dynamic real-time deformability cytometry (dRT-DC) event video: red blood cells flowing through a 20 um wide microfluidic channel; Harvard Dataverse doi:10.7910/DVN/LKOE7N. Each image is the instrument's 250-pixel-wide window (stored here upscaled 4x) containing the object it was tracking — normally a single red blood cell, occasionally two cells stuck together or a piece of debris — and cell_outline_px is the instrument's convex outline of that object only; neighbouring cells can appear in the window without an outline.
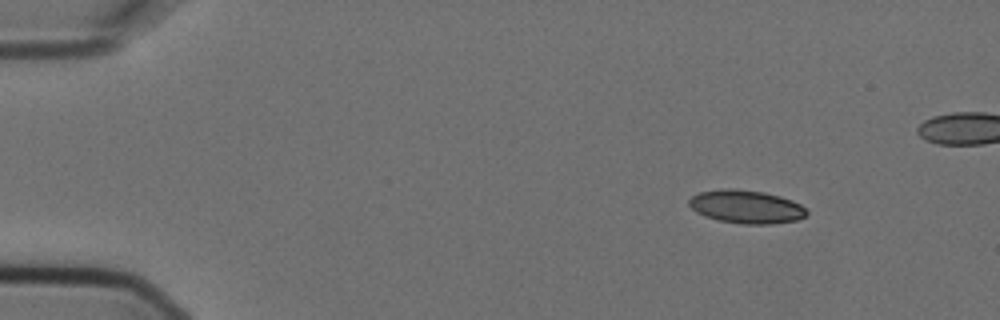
{"species": "Egyptian fruit bat (a non-hibernating species)", "species_latin": "Rousettus aegyptiacus", "temperature_condition": "cold", "stored_images_in_passage": 6, "camera_frame_rate_fps": 3000, "um_per_image_px": 0.085, "animal": {"sex": "female"}, "frame": {"image": 1, "passage_image": 2, "time_ms": 0.333, "image_size_px": [1000, 320], "cell_outline_px": [[808, 212], [804, 216], [796, 220], [772, 224], [744, 224], [720, 220], [704, 216], [696, 212], [688, 204], [688, 200], [692, 196], [700, 192], [728, 188], [736, 188], [764, 192], [780, 196], [792, 200], [800, 204]], "centroid_in_image_um": [63.42, 17.56], "position_along_channel_um": 21.6, "area_um2": 22.72}}